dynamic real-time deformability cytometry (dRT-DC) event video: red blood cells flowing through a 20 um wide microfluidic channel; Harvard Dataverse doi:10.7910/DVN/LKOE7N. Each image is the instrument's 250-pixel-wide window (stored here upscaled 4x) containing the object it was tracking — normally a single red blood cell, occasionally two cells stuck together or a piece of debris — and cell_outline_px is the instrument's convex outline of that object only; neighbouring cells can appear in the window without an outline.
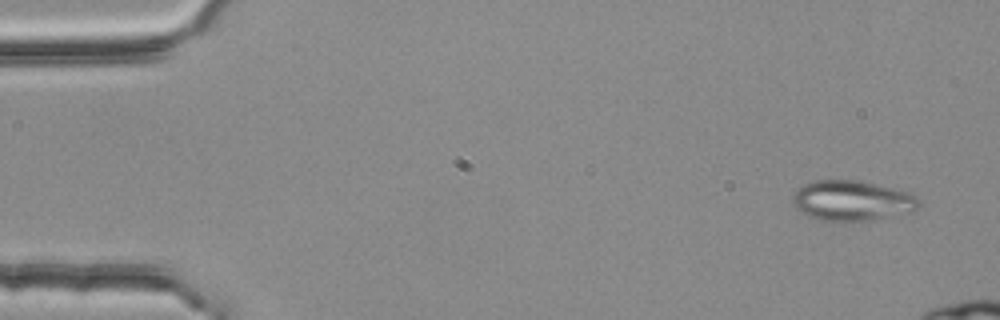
{"species": "common noctule bat (a hibernating species)", "species_latin": "Nyctalus noctula", "temperature_condition": "room temperature", "stored_images_in_passage": 4, "camera_frame_rate_fps": 3000, "um_per_image_px": 0.085, "animal": {"sex": "female", "body_mass_g": 25.1}, "frame": {"image": 1, "passage_image": 1, "time_ms": 0.0, "image_size_px": [1000, 320], "cell_outline_px": [[920, 204], [912, 212], [852, 224], [816, 220], [808, 216], [796, 208], [792, 204], [792, 196], [796, 188], [812, 180], [860, 180], [912, 192], [920, 200]], "centroid_in_image_um": [72.41, 17.08], "position_along_channel_um": 12.6, "area_um2": 30.75}}